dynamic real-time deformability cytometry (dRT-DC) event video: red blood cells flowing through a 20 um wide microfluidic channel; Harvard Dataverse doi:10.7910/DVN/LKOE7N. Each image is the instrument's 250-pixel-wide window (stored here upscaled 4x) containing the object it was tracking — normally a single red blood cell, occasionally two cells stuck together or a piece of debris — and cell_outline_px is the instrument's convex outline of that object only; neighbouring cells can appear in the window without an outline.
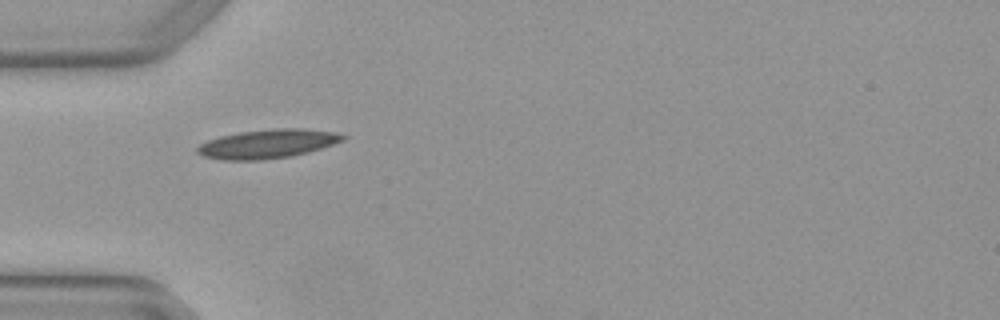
{"species": "Egyptian fruit bat (a non-hibernating species)", "species_latin": "Rousettus aegyptiacus", "temperature_condition": "warm", "stored_images_in_passage": 2, "camera_frame_rate_fps": 3000, "um_per_image_px": 0.085, "animal": {"sex": "female"}, "frame": {"image": 1, "passage_image": 1, "time_ms": 0.0, "image_size_px": [1000, 320], "cell_outline_px": [[348, 136], [344, 140], [320, 148], [288, 156], [260, 160], [224, 160], [204, 156], [196, 152], [196, 148], [200, 144], [208, 140], [220, 136], [240, 132], [272, 128], [304, 128], [336, 132]], "centroid_in_image_um": [22.74, 12.21], "position_along_channel_um": 62.3, "area_um2": 24.33}}